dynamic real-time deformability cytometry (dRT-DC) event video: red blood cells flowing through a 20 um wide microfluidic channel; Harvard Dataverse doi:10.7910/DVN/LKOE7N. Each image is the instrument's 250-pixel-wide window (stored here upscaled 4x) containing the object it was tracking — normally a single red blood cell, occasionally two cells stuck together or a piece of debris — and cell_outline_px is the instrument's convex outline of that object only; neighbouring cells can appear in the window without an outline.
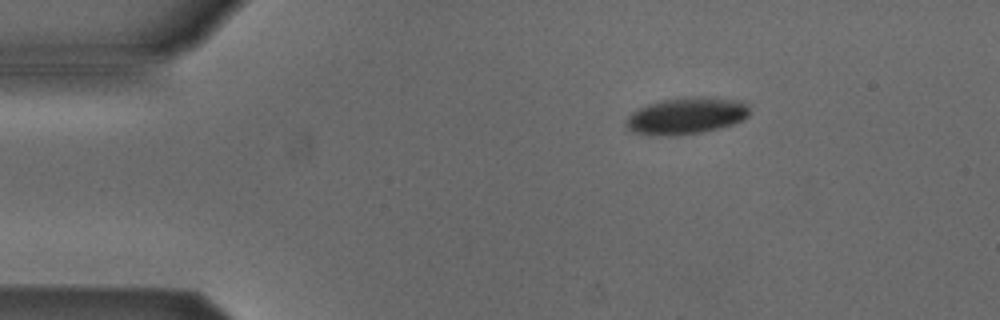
{"species": "Egyptian fruit bat (a non-hibernating species)", "species_latin": "Rousettus aegyptiacus", "temperature_condition": "cold", "stored_images_in_passage": 3, "camera_frame_rate_fps": 3000, "um_per_image_px": 0.085, "animal": {"sex": "male"}, "frame": {"image": 1, "passage_image": 1, "time_ms": 0.0, "image_size_px": [1000, 320], "cell_outline_px": [[748, 116], [744, 120], [720, 128], [704, 132], [680, 136], [652, 136], [632, 132], [624, 124], [628, 116], [632, 112], [648, 104], [664, 100], [684, 96], [708, 96], [744, 100], [748, 104]], "centroid_in_image_um": [58.36, 9.84], "position_along_channel_um": 26.6, "area_um2": 27.17}}
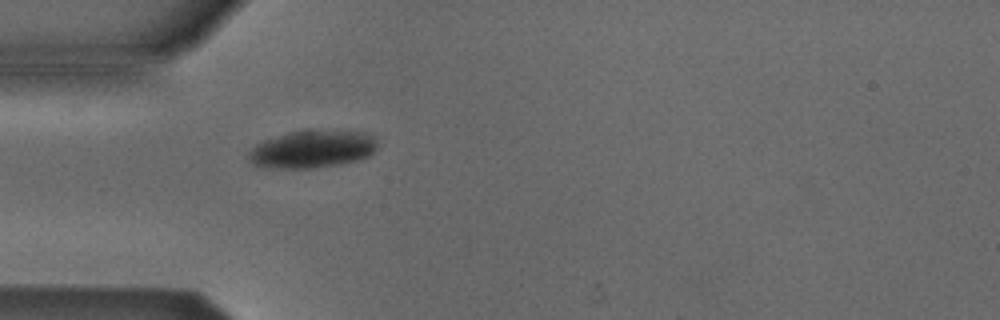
{"frame": {"image": 2, "passage_image": 3, "time_ms": 2.333, "image_size_px": [1000, 320], "cell_outline_px": [[376, 148], [368, 156], [356, 160], [340, 164], [316, 168], [268, 168], [252, 164], [248, 160], [248, 152], [256, 144], [264, 140], [288, 132], [308, 128], [336, 128], [364, 132], [372, 136], [376, 140]], "centroid_in_image_um": [26.54, 12.63], "position_along_channel_um": 58.5, "area_um2": 29.07}}